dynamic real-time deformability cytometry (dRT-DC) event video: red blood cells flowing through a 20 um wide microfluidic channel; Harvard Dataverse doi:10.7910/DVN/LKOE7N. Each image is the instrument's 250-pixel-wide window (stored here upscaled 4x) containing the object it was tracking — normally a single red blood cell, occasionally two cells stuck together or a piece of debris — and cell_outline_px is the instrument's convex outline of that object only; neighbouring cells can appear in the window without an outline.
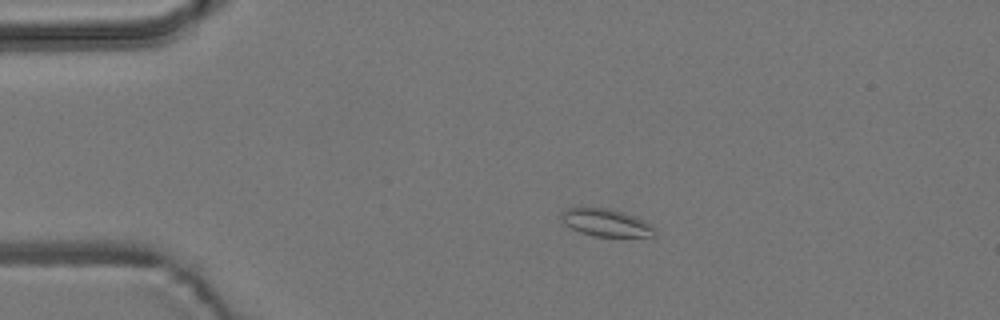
{"species": "common noctule bat (a hibernating species)", "species_latin": "Nyctalus noctula", "temperature_condition": "room temperature", "stored_images_in_passage": 45, "camera_frame_rate_fps": 3000, "um_per_image_px": 0.085, "animal": {"sex": "male", "body_mass_g": 19.2, "forearm_length_mm": 51.8}, "frame": {"image": 1, "passage_image": 1, "time_ms": 0.0, "image_size_px": [1000, 320], "cell_outline_px": [[656, 236], [592, 236], [580, 232], [572, 228], [560, 216], [560, 212], [568, 208], [608, 208], [632, 216], [648, 224], [656, 232]], "centroid_in_image_um": [51.47, 18.93], "position_along_channel_um": 33.5, "area_um2": 14.33}}
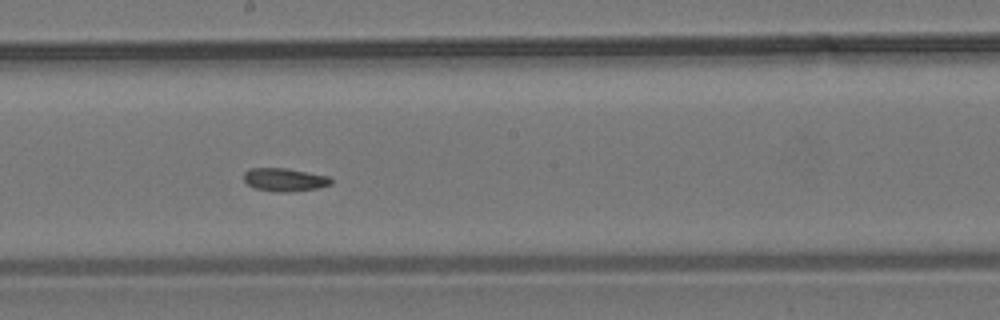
{"frame": {"image": 2, "passage_image": 20, "time_ms": 6.333, "image_size_px": [1000, 320], "cell_outline_px": [[332, 184], [316, 188], [288, 192], [280, 192], [256, 188], [248, 184], [244, 180], [244, 172], [248, 168], [288, 168], [328, 176], [332, 180]], "centroid_in_image_um": [24.18, 15.26], "position_along_channel_um": 224.0, "area_um2": 11.68}}
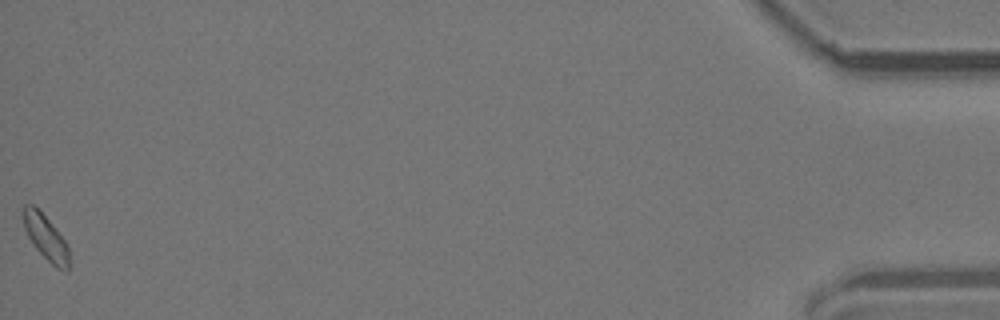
{"frame": {"image": 3, "passage_image": 45, "time_ms": 14.667, "image_size_px": [1000, 320], "cell_outline_px": [[68, 272], [56, 268], [36, 248], [28, 236], [24, 228], [24, 204], [32, 204], [48, 220], [68, 244]], "centroid_in_image_um": [3.9, 20.21], "position_along_channel_um": 431.3, "area_um2": 11.56}, "authors_computed_cell_mechanics": {"area_um2": 11.7912, "velocity_mm_per_s": 3.7332, "shape_relaxation_time_tau1_ms": null, "shape_relaxation_time_tau2_ms": 8.8822, "deformation_change_tau1": null, "deformation_change_tau2": 0.0943}}